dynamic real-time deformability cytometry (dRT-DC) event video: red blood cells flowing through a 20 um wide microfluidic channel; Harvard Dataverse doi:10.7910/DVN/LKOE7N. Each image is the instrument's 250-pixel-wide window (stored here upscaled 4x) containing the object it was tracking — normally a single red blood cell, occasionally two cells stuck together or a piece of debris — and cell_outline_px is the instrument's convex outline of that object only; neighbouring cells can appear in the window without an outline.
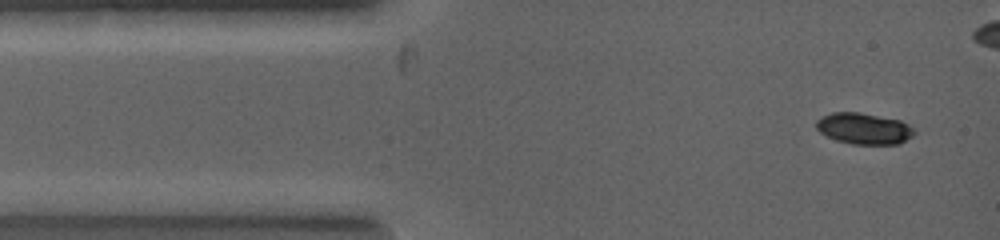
{"species": "common noctule bat (a hibernating species)", "species_latin": "Nyctalus noctula", "temperature_condition": "warm", "stored_images_in_passage": 13, "camera_frame_rate_fps": 5000, "um_per_image_px": 0.085, "animal": {"sex": "female", "body_mass_g": 19.0, "forearm_length_mm": 53.3}, "frame": {"image": 1, "passage_image": 1, "time_ms": 0.0, "image_size_px": [1000, 240], "cell_outline_px": [[916, 132], [912, 136], [900, 144], [852, 144], [836, 140], [820, 132], [816, 128], [816, 120], [820, 116], [832, 112], [860, 112], [900, 120], [908, 124]], "centroid_in_image_um": [73.42, 10.92], "position_along_channel_um": 11.6, "area_um2": 17.92}}
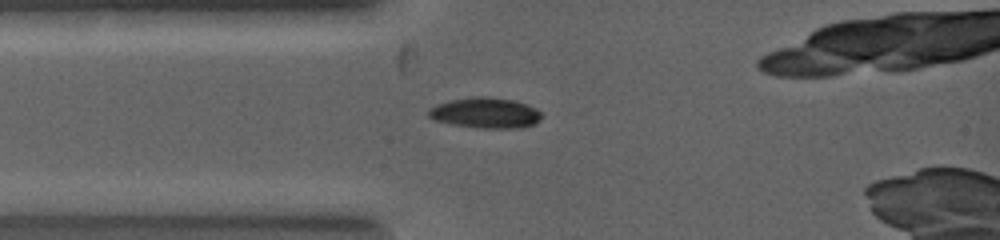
{"frame": {"image": 2, "passage_image": 3, "time_ms": 1.4, "image_size_px": [1000, 240], "cell_outline_px": [[544, 116], [536, 124], [524, 128], [476, 128], [452, 124], [432, 120], [428, 116], [428, 108], [436, 104], [452, 100], [476, 96], [480, 96], [512, 100], [536, 108]], "centroid_in_image_um": [41.26, 9.62], "position_along_channel_um": 43.7, "area_um2": 20.29}}
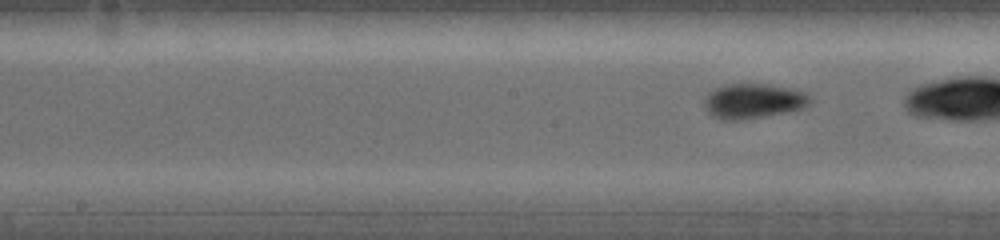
{"frame": {"image": 3, "passage_image": 13, "time_ms": 4.8, "image_size_px": [1000, 240], "cell_outline_px": [[808, 104], [800, 108], [788, 112], [748, 120], [720, 120], [712, 116], [708, 112], [708, 96], [716, 88], [732, 84], [756, 84], [804, 92], [808, 96]], "centroid_in_image_um": [64.01, 8.64], "position_along_channel_um": 184.2, "area_um2": 20.52}}